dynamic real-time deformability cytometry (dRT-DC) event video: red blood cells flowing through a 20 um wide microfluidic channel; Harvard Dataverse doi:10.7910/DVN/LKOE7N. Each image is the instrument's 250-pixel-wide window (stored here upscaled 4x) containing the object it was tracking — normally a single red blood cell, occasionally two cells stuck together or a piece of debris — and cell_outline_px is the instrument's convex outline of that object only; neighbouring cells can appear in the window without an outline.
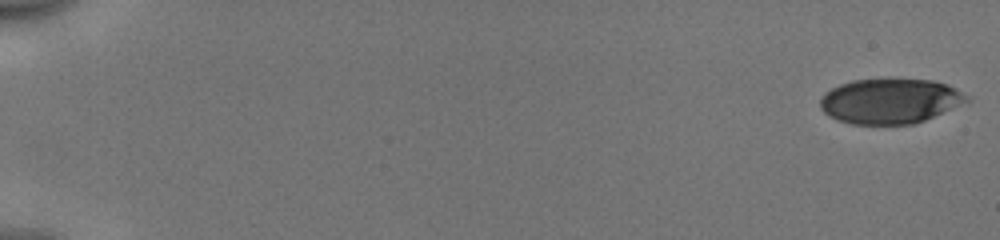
{"species": "human", "species_latin": "Homo sapiens", "temperature_condition": "cold", "stored_images_in_passage": 53, "camera_frame_rate_fps": 3000, "um_per_image_px": 0.085, "donor": {"sex": "male"}, "frame": {"image": 1, "passage_image": 1, "time_ms": 0.0, "image_size_px": [1000, 240], "cell_outline_px": [[972, 100], [924, 120], [912, 124], [852, 124], [836, 120], [828, 116], [820, 108], [820, 100], [824, 92], [840, 84], [852, 80], [888, 76], [932, 80], [948, 84], [956, 88], [968, 96]], "centroid_in_image_um": [75.64, 8.54], "position_along_channel_um": 9.4, "area_um2": 39.48}}
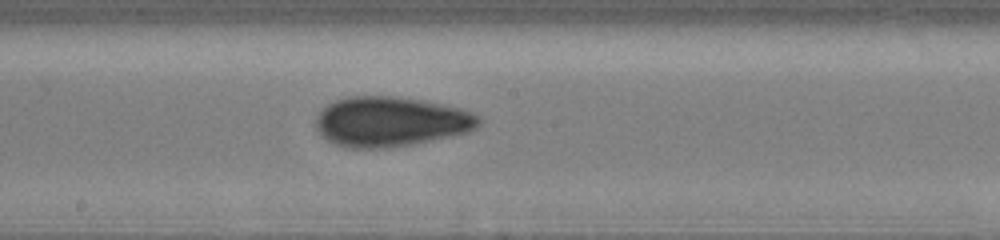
{"frame": {"image": 2, "passage_image": 31, "time_ms": 10.0, "image_size_px": [1000, 240], "cell_outline_px": [[480, 124], [476, 128], [468, 132], [412, 144], [384, 148], [344, 148], [320, 136], [316, 128], [316, 116], [328, 104], [336, 100], [348, 96], [392, 96], [424, 100], [460, 108], [480, 116]], "centroid_in_image_um": [33.19, 10.34], "position_along_channel_um": 215.0, "area_um2": 47.4}}
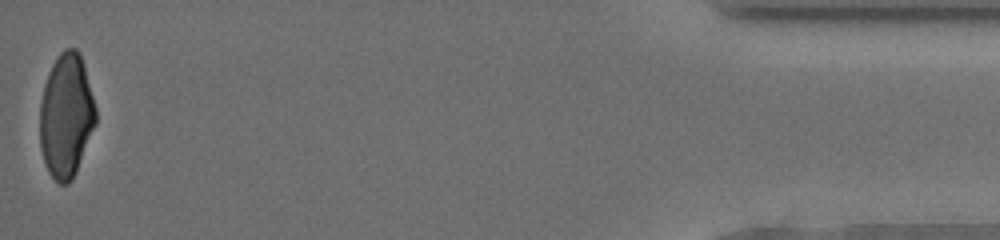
{"frame": {"image": 3, "passage_image": 53, "time_ms": 17.333, "image_size_px": [1000, 240], "cell_outline_px": [[96, 124], [76, 172], [72, 180], [68, 184], [60, 184], [48, 172], [44, 160], [40, 144], [40, 104], [44, 84], [48, 72], [56, 56], [64, 48], [76, 48], [80, 52], [96, 108]], "centroid_in_image_um": [5.62, 9.82], "position_along_channel_um": 429.6, "area_um2": 40.46}, "authors_computed_cell_mechanics": {"area_um2": 42.9454, "velocity_mm_per_s": 3.9848, "shape_relaxation_time_tau1_ms": 4.9137, "shape_relaxation_time_tau2_ms": 1.5738, "deformation_change_tau1": 0.1646, "deformation_change_tau2": 0.0814}}